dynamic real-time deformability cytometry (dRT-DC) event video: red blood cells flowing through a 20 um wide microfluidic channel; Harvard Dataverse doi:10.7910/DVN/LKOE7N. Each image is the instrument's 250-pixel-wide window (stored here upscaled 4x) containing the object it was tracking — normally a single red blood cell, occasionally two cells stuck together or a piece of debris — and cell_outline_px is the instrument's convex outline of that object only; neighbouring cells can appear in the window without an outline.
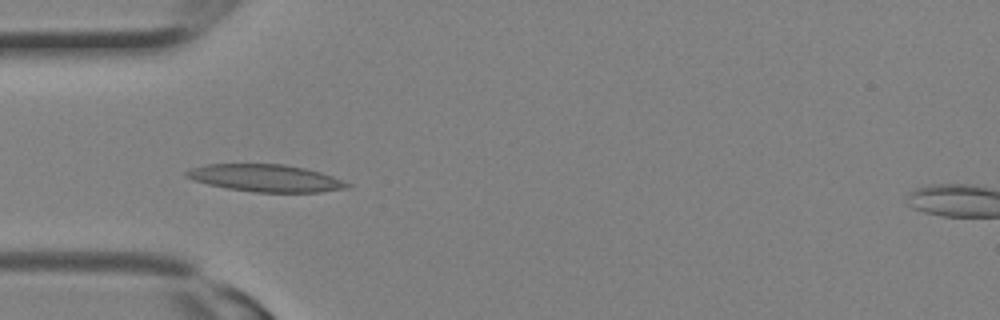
{"species": "Egyptian fruit bat (a non-hibernating species)", "species_latin": "Rousettus aegyptiacus", "temperature_condition": "room temperature", "stored_images_in_passage": 6, "camera_frame_rate_fps": 3000, "um_per_image_px": 0.085, "animal": {"sex": "female"}, "frame": {"image": 1, "passage_image": 1, "time_ms": 0.0, "image_size_px": [1000, 320], "cell_outline_px": [[352, 184], [348, 188], [320, 192], [256, 192], [228, 188], [208, 184], [192, 180], [184, 176], [184, 172], [192, 168], [208, 164], [284, 164], [304, 168], [320, 172], [332, 176]], "centroid_in_image_um": [22.58, 15.14], "position_along_channel_um": 62.4, "area_um2": 25.43}}
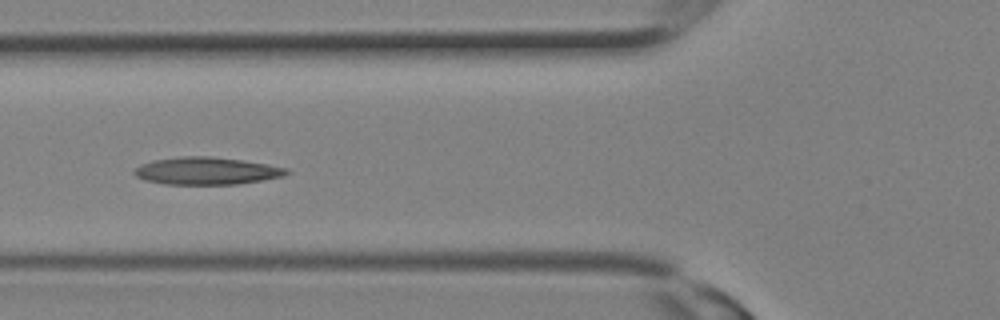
{"frame": {"image": 2, "passage_image": 3, "time_ms": 0.667, "image_size_px": [1000, 320], "cell_outline_px": [[292, 172], [284, 176], [236, 184], [164, 184], [144, 180], [136, 176], [132, 172], [140, 164], [152, 160], [184, 156], [208, 156], [240, 160], [268, 164], [288, 168]], "centroid_in_image_um": [17.55, 14.52], "position_along_channel_um": 108.3, "area_um2": 24.28}}
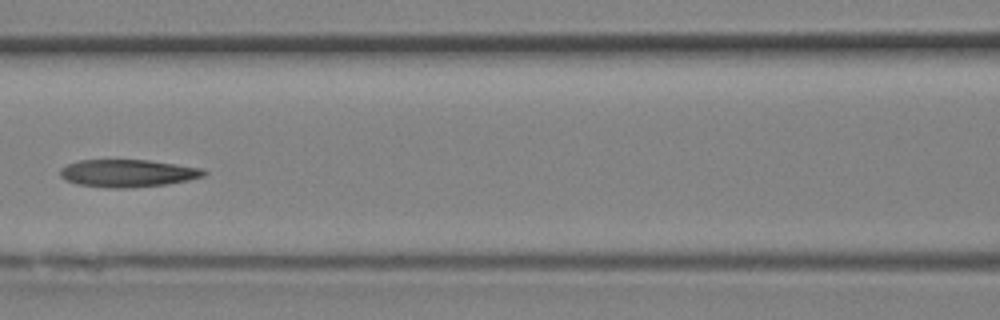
{"frame": {"image": 3, "passage_image": 5, "time_ms": 1.333, "image_size_px": [1000, 320], "cell_outline_px": [[208, 172], [204, 176], [188, 180], [168, 184], [128, 188], [108, 188], [76, 184], [64, 180], [60, 176], [60, 168], [68, 164], [80, 160], [148, 160], [200, 168]], "centroid_in_image_um": [10.82, 14.73], "position_along_channel_um": 155.8, "area_um2": 23.06}}